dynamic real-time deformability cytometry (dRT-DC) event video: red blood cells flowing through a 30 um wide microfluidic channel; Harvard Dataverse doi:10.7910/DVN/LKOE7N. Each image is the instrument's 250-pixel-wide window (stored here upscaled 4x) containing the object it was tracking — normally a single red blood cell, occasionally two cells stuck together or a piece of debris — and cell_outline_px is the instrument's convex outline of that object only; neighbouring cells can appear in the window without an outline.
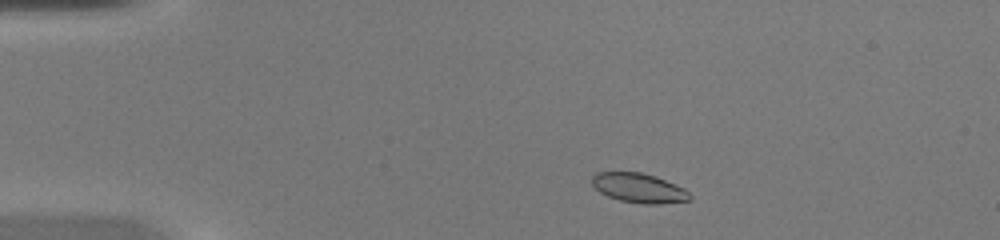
{"species": "common noctule bat (a hibernating species)", "species_latin": "Nyctalus noctula", "temperature_condition": "warm", "stored_images_in_passage": 16, "camera_frame_rate_fps": 3000, "um_per_image_px": 0.085, "animal": {"sex": "female", "body_mass_g": 20.0, "forearm_length_mm": 54.0}, "frame": {"image": 1, "passage_image": 3, "time_ms": 0.667, "image_size_px": [1000, 240], "cell_outline_px": [[692, 196], [688, 200], [660, 204], [644, 204], [620, 200], [608, 196], [600, 192], [592, 184], [592, 176], [596, 172], [640, 172], [656, 176], [684, 188]], "centroid_in_image_um": [54.3, 15.97], "position_along_channel_um": 30.7, "area_um2": 16.7}}
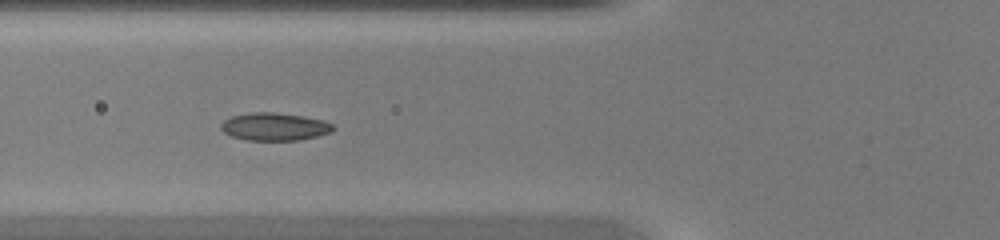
{"frame": {"image": 2, "passage_image": 12, "time_ms": 3.667, "image_size_px": [1000, 240], "cell_outline_px": [[336, 128], [332, 132], [300, 140], [248, 140], [232, 136], [224, 132], [220, 128], [220, 124], [224, 120], [232, 116], [252, 112], [272, 112], [300, 116], [324, 120], [332, 124]], "centroid_in_image_um": [23.34, 10.77], "position_along_channel_um": 102.5, "area_um2": 18.03}}
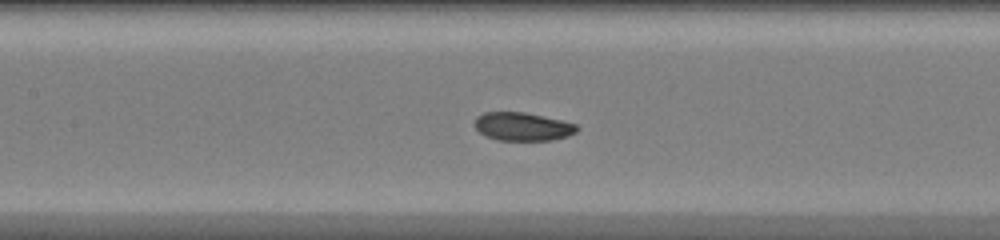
{"frame": {"image": 3, "passage_image": 16, "time_ms": 5.0, "image_size_px": [1000, 240], "cell_outline_px": [[580, 128], [576, 132], [568, 136], [552, 140], [496, 140], [484, 136], [476, 128], [476, 116], [484, 112], [524, 112], [560, 120], [576, 124]], "centroid_in_image_um": [44.42, 10.76], "position_along_channel_um": 163.0, "area_um2": 16.82}}